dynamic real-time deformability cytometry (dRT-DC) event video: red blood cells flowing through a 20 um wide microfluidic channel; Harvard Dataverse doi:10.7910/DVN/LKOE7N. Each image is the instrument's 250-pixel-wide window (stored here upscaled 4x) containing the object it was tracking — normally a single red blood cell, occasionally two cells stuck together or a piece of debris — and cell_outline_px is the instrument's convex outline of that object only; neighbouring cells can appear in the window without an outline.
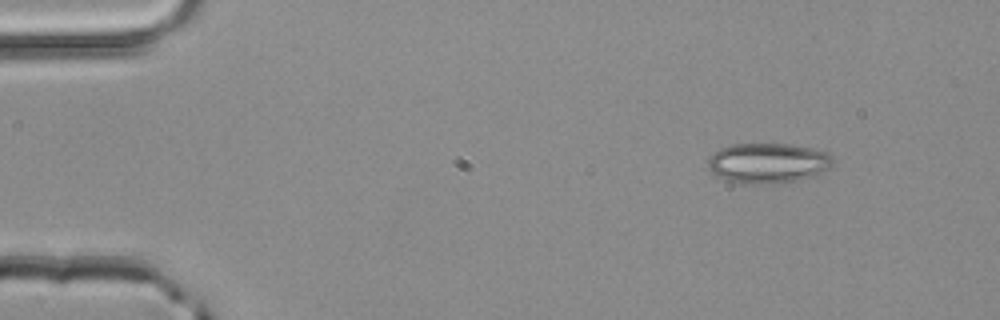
{"species": "common noctule bat (a hibernating species)", "species_latin": "Nyctalus noctula", "temperature_condition": "room temperature", "stored_images_in_passage": 3, "camera_frame_rate_fps": 3000, "um_per_image_px": 0.085, "animal": {"sex": "male", "body_mass_g": 20.4}, "frame": {"image": 1, "passage_image": 1, "time_ms": 0.0, "image_size_px": [1000, 320], "cell_outline_px": [[836, 164], [832, 168], [816, 176], [796, 180], [772, 184], [748, 184], [728, 180], [712, 172], [708, 168], [708, 160], [720, 148], [732, 144], [788, 144], [812, 148], [828, 152], [832, 156]], "centroid_in_image_um": [65.37, 13.86], "position_along_channel_um": 19.6, "area_um2": 29.42}}